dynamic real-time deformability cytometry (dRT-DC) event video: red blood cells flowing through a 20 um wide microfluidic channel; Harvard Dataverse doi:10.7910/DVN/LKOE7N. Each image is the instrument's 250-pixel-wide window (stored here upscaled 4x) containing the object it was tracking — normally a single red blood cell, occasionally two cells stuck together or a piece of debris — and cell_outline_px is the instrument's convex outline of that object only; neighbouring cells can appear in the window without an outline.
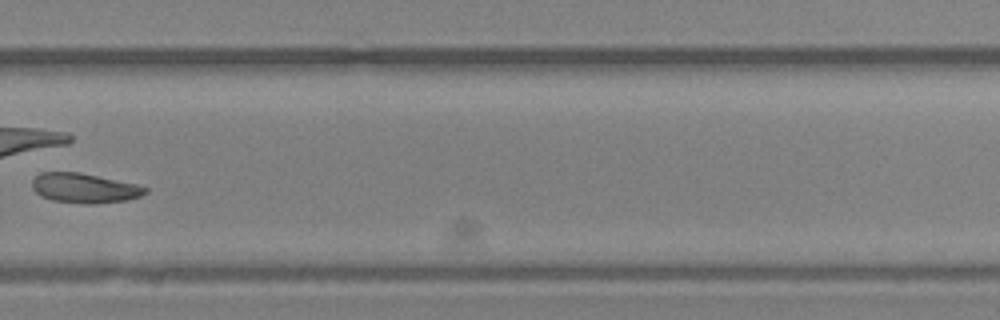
{"species": "Egyptian fruit bat (a non-hibernating species)", "species_latin": "Rousettus aegyptiacus", "temperature_condition": "room temperature", "stored_images_in_passage": 28, "camera_frame_rate_fps": 3000, "um_per_image_px": 0.085, "animal": {"sex": "female"}, "frame": {"image": 1, "passage_image": 20, "time_ms": 6.333, "image_size_px": [1000, 320], "cell_outline_px": [[148, 192], [140, 196], [128, 200], [96, 204], [92, 204], [52, 200], [40, 196], [32, 188], [32, 180], [40, 172], [80, 172], [136, 184], [148, 188]], "centroid_in_image_um": [7.18, 15.99], "position_along_channel_um": 322.6, "area_um2": 19.59}}